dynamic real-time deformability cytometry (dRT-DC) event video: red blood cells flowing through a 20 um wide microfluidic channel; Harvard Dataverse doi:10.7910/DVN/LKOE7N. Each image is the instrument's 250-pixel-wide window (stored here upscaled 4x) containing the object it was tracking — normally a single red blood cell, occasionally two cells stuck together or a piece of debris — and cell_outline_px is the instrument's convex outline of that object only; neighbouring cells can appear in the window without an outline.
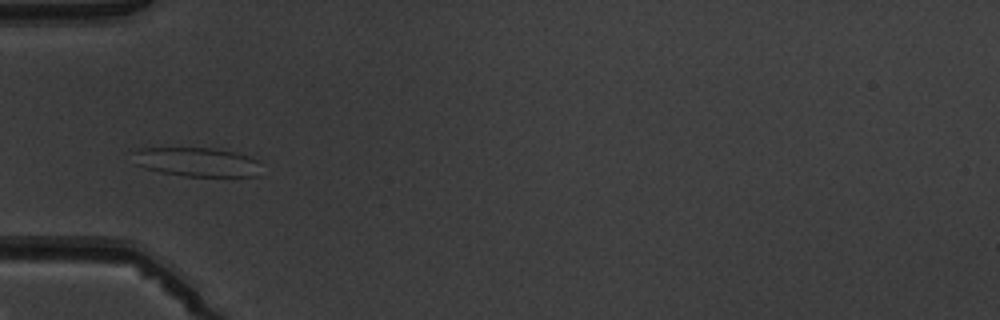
{"species": "common noctule bat (a hibernating species)", "species_latin": "Nyctalus noctula", "temperature_condition": "warm", "stored_images_in_passage": 4, "camera_frame_rate_fps": 3000, "um_per_image_px": 0.085, "animal": {"sex": "male", "body_mass_g": 19.5, "forearm_length_mm": 54.6}, "frame": {"image": 1, "passage_image": 4, "time_ms": 3.667, "image_size_px": [1000, 320], "cell_outline_px": [[260, 176], [184, 176], [160, 172], [144, 168], [136, 164], [132, 152], [140, 148], [212, 148], [232, 152], [248, 156], [256, 160], [260, 164]], "centroid_in_image_um": [16.72, 13.77], "position_along_channel_um": 68.3, "area_um2": 21.68}}